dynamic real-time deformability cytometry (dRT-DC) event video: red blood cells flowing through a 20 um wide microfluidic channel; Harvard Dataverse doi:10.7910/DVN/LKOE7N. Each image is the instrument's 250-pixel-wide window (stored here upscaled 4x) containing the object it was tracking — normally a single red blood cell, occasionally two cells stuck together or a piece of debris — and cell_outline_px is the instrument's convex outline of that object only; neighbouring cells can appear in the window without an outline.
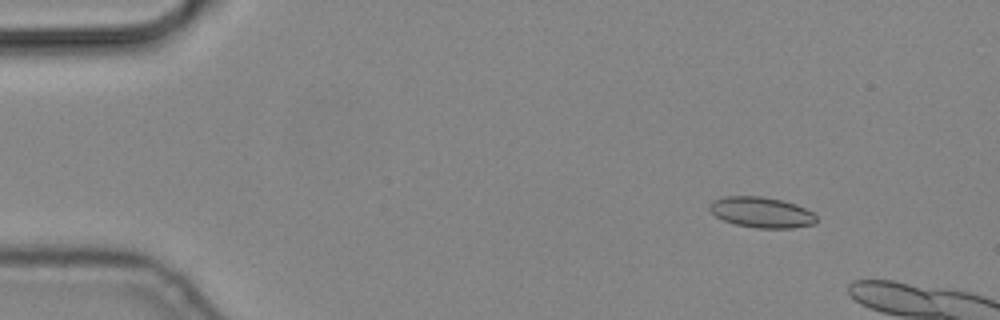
{"species": "common noctule bat (a hibernating species)", "species_latin": "Nyctalus noctula", "temperature_condition": "cold", "stored_images_in_passage": 3, "camera_frame_rate_fps": 3000, "um_per_image_px": 0.085, "animal": {"sex": "male", "body_mass_g": 19.2, "forearm_length_mm": 51.8}, "frame": {"image": 1, "passage_image": 1, "time_ms": 0.0, "image_size_px": [1000, 320], "cell_outline_px": [[816, 224], [792, 228], [756, 228], [736, 224], [724, 220], [716, 216], [708, 208], [708, 204], [712, 200], [724, 196], [760, 196], [780, 200], [796, 204], [812, 212], [816, 216]], "centroid_in_image_um": [64.71, 18.04], "position_along_channel_um": 20.3, "area_um2": 19.07}}